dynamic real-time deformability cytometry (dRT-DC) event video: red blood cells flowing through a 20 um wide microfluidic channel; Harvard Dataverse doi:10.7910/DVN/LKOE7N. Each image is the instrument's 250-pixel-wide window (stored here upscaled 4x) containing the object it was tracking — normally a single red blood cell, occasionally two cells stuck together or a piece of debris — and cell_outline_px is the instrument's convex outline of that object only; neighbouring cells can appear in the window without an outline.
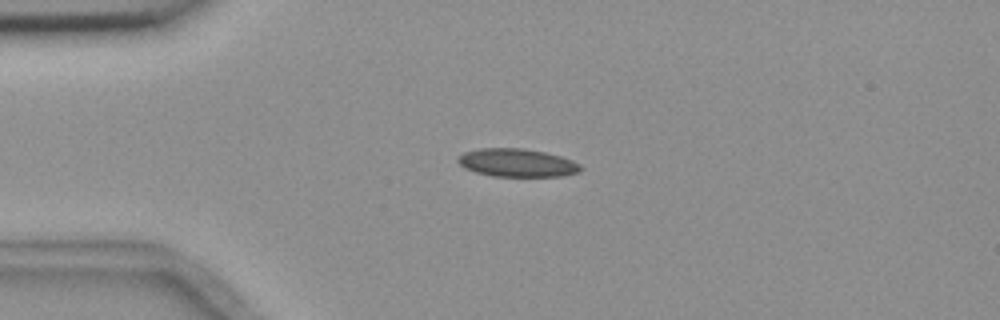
{"species": "common noctule bat (a hibernating species)", "species_latin": "Nyctalus noctula", "temperature_condition": "room temperature", "stored_images_in_passage": 4, "camera_frame_rate_fps": 3000, "um_per_image_px": 0.085, "animal": {"sex": "female", "body_mass_g": 18.4}, "frame": {"image": 1, "passage_image": 3, "time_ms": 3.333, "image_size_px": [1000, 320], "cell_outline_px": [[584, 168], [580, 172], [560, 176], [492, 176], [476, 172], [464, 168], [456, 160], [464, 152], [480, 148], [520, 148], [544, 152], [560, 156], [572, 160], [580, 164]], "centroid_in_image_um": [43.96, 13.84], "position_along_channel_um": 41.0, "area_um2": 20.06}}